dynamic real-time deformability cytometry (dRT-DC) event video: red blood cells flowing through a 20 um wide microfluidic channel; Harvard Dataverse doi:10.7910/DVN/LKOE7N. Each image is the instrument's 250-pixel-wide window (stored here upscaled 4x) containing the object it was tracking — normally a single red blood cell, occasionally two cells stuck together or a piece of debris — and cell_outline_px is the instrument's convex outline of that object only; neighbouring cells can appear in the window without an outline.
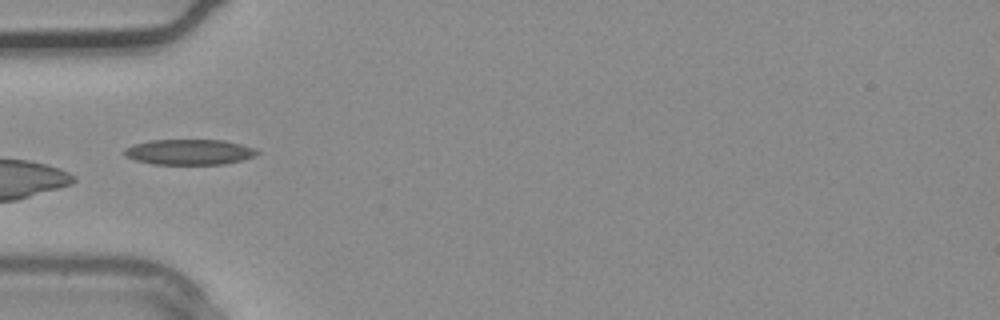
{"species": "common noctule bat (a hibernating species)", "species_latin": "Nyctalus noctula", "temperature_condition": "warm", "stored_images_in_passage": 1, "camera_frame_rate_fps": 3000, "um_per_image_px": 0.085, "animal": {"sex": "male", "body_mass_g": 20.4}, "frame": {"image": 1, "passage_image": 1, "time_ms": 0.0, "image_size_px": [1000, 320], "cell_outline_px": [[260, 152], [256, 156], [224, 164], [152, 164], [136, 160], [128, 156], [124, 152], [124, 148], [148, 140], [224, 140], [256, 148]], "centroid_in_image_um": [16.13, 12.92], "position_along_channel_um": 68.9, "area_um2": 19.59}}